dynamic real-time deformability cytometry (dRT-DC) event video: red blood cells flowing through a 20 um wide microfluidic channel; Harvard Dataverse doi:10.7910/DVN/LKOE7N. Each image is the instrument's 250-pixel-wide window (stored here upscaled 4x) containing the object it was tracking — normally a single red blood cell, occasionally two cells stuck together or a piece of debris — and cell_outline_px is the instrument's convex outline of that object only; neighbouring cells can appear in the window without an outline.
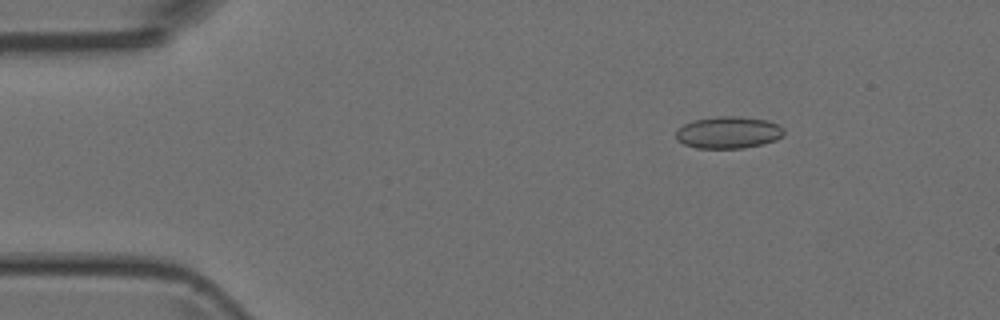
{"species": "Egyptian fruit bat (a non-hibernating species)", "species_latin": "Rousettus aegyptiacus", "temperature_condition": "room temperature", "stored_images_in_passage": 11, "camera_frame_rate_fps": 3000, "um_per_image_px": 0.085, "animal": {"sex": "female"}, "frame": {"image": 1, "passage_image": 5, "time_ms": 1.333, "image_size_px": [1000, 320], "cell_outline_px": [[784, 136], [776, 140], [744, 148], [696, 148], [684, 144], [676, 140], [676, 132], [684, 124], [696, 120], [716, 116], [740, 116], [768, 120], [784, 128]], "centroid_in_image_um": [61.93, 11.26], "position_along_channel_um": 23.1, "area_um2": 20.11}}